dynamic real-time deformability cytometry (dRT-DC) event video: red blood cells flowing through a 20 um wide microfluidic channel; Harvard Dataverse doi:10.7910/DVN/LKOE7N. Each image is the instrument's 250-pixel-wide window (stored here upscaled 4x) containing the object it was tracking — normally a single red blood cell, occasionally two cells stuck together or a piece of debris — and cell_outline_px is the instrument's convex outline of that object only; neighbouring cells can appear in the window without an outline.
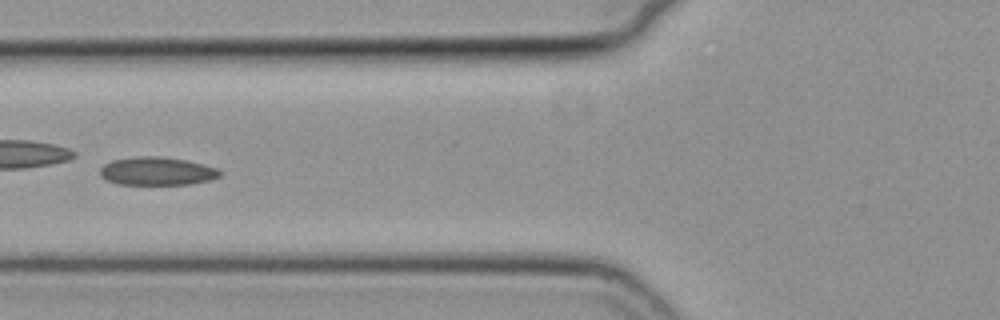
{"species": "common noctule bat (a hibernating species)", "species_latin": "Nyctalus noctula", "temperature_condition": "cold", "stored_images_in_passage": 55, "camera_frame_rate_fps": 3000, "um_per_image_px": 0.085, "animal": {"sex": "female", "body_mass_g": 19.3, "forearm_length_mm": 54.1}, "frame": {"image": 1, "passage_image": 24, "time_ms": 7.667, "image_size_px": [1000, 320], "cell_outline_px": [[224, 172], [220, 176], [212, 180], [188, 184], [116, 184], [100, 176], [100, 168], [104, 164], [112, 160], [136, 156], [160, 156], [188, 160], [204, 164], [216, 168]], "centroid_in_image_um": [13.37, 14.54], "position_along_channel_um": 112.4, "area_um2": 19.88}}